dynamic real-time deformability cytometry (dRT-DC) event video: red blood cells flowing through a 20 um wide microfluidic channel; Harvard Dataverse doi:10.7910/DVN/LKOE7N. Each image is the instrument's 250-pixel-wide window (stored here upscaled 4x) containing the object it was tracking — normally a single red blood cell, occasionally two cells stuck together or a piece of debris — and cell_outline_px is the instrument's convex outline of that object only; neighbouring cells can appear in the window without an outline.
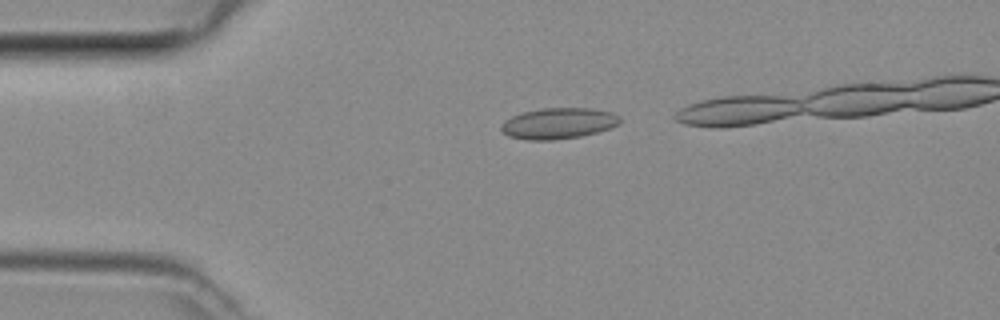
{"species": "common noctule bat (a hibernating species)", "species_latin": "Nyctalus noctula", "temperature_condition": "room temperature", "stored_images_in_passage": 13, "camera_frame_rate_fps": 3000, "um_per_image_px": 0.085, "animal": {"sex": "female", "body_mass_g": 29.2, "forearm_length_mm": 56.3}, "frame": {"image": 1, "passage_image": 3, "time_ms": 0.667, "image_size_px": [1000, 320], "cell_outline_px": [[620, 124], [612, 128], [580, 136], [552, 140], [524, 140], [508, 136], [500, 128], [500, 124], [504, 120], [512, 116], [524, 112], [544, 108], [588, 108], [612, 112], [620, 116]], "centroid_in_image_um": [47.46, 10.49], "position_along_channel_um": 37.5, "area_um2": 21.5}}
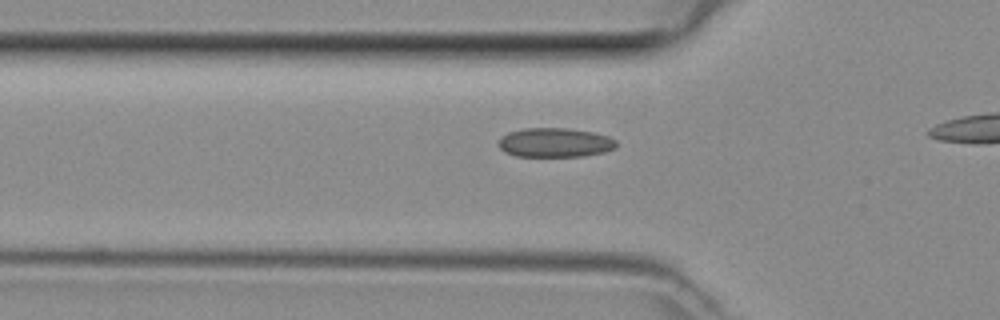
{"frame": {"image": 2, "passage_image": 8, "time_ms": 2.333, "image_size_px": [1000, 320], "cell_outline_px": [[616, 148], [604, 152], [584, 156], [516, 156], [504, 152], [496, 144], [500, 136], [508, 132], [524, 128], [568, 128], [592, 132], [608, 136], [616, 140]], "centroid_in_image_um": [47.13, 12.11], "position_along_channel_um": 78.7, "area_um2": 20.29}}
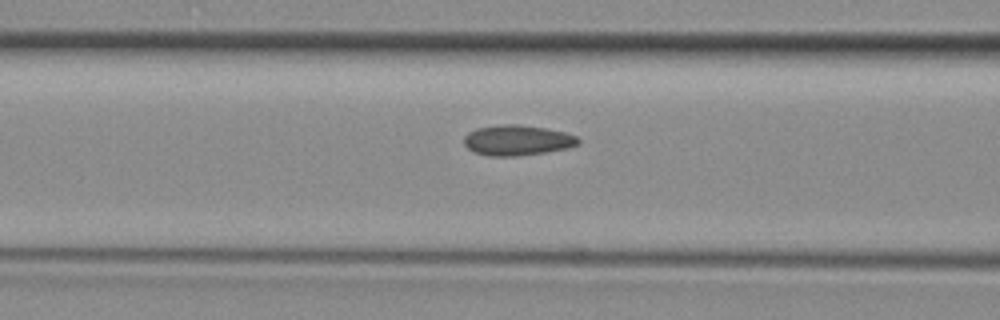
{"frame": {"image": 3, "passage_image": 11, "time_ms": 3.333, "image_size_px": [1000, 320], "cell_outline_px": [[580, 144], [568, 148], [544, 152], [516, 156], [488, 156], [476, 152], [468, 148], [464, 144], [464, 136], [468, 132], [476, 128], [504, 124], [520, 124], [544, 128], [564, 132], [576, 136], [580, 140]], "centroid_in_image_um": [43.97, 11.92], "position_along_channel_um": 122.6, "area_um2": 20.17}}